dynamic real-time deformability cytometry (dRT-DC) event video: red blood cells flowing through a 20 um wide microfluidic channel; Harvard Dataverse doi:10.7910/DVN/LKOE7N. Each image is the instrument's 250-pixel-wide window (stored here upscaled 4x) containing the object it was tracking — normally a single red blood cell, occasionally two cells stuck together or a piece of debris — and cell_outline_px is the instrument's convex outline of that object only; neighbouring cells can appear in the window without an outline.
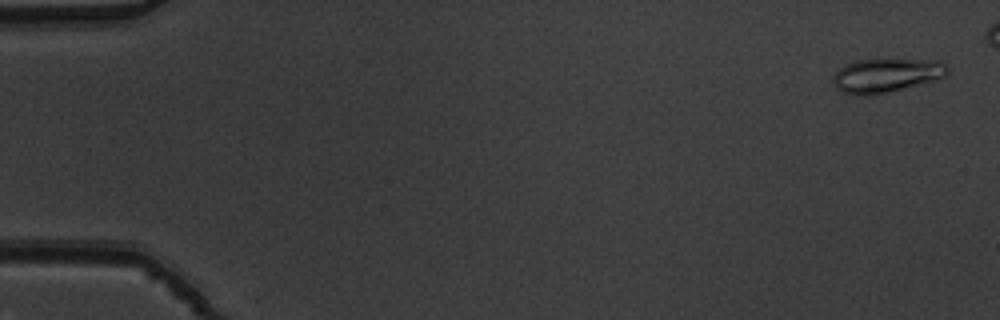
{"species": "common noctule bat (a hibernating species)", "species_latin": "Nyctalus noctula", "temperature_condition": "warm", "stored_images_in_passage": 48, "camera_frame_rate_fps": 3000, "um_per_image_px": 0.085, "animal": {"sex": "male", "body_mass_g": 19.5, "forearm_length_mm": 54.6}, "frame": {"image": 1, "passage_image": 2, "time_ms": 0.333, "image_size_px": [1000, 320], "cell_outline_px": [[948, 72], [944, 76], [932, 80], [888, 92], [868, 96], [852, 96], [840, 92], [832, 84], [832, 76], [844, 64], [856, 60], [940, 60], [948, 68]], "centroid_in_image_um": [75.23, 6.42], "position_along_channel_um": 9.8, "area_um2": 22.6}}
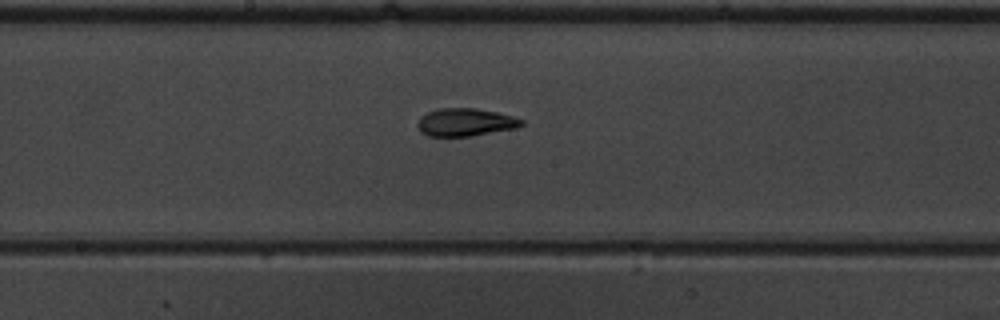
{"frame": {"image": 2, "passage_image": 29, "time_ms": 9.333, "image_size_px": [1000, 320], "cell_outline_px": [[524, 124], [516, 128], [468, 136], [428, 136], [420, 132], [416, 124], [420, 116], [428, 112], [440, 108], [476, 108], [496, 112], [512, 116], [524, 120]], "centroid_in_image_um": [39.53, 10.39], "position_along_channel_um": 208.7, "area_um2": 16.82}}
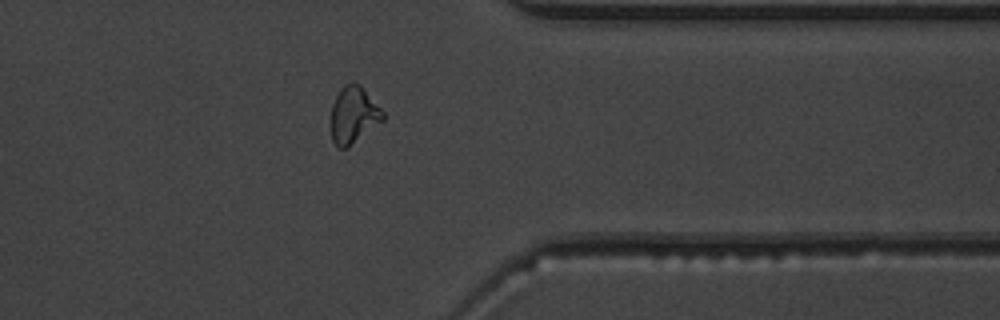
{"frame": {"image": 3, "passage_image": 43, "time_ms": 14.0, "image_size_px": [1000, 320], "cell_outline_px": [[384, 120], [344, 148], [340, 148], [332, 140], [332, 104], [340, 88], [344, 84], [360, 84], [364, 88], [384, 112]], "centroid_in_image_um": [30.06, 9.73], "position_along_channel_um": 381.3, "area_um2": 16.65}}